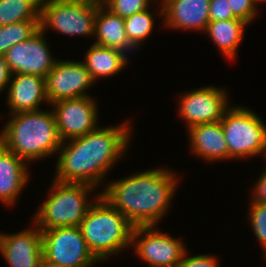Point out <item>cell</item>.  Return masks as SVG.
I'll use <instances>...</instances> for the list:
<instances>
[{"label":"cell","instance_id":"obj_1","mask_svg":"<svg viewBox=\"0 0 266 267\" xmlns=\"http://www.w3.org/2000/svg\"><path fill=\"white\" fill-rule=\"evenodd\" d=\"M130 124L100 128L62 142L58 149L55 180L98 186L129 146Z\"/></svg>","mask_w":266,"mask_h":267},{"label":"cell","instance_id":"obj_2","mask_svg":"<svg viewBox=\"0 0 266 267\" xmlns=\"http://www.w3.org/2000/svg\"><path fill=\"white\" fill-rule=\"evenodd\" d=\"M177 180L169 169L146 170L110 182L100 195L134 227L156 226L167 213Z\"/></svg>","mask_w":266,"mask_h":267},{"label":"cell","instance_id":"obj_3","mask_svg":"<svg viewBox=\"0 0 266 267\" xmlns=\"http://www.w3.org/2000/svg\"><path fill=\"white\" fill-rule=\"evenodd\" d=\"M0 134V143L26 163L56 154L62 145L54 111L12 114Z\"/></svg>","mask_w":266,"mask_h":267},{"label":"cell","instance_id":"obj_4","mask_svg":"<svg viewBox=\"0 0 266 267\" xmlns=\"http://www.w3.org/2000/svg\"><path fill=\"white\" fill-rule=\"evenodd\" d=\"M94 201L79 227L89 251L100 261L131 244L134 226L100 193Z\"/></svg>","mask_w":266,"mask_h":267},{"label":"cell","instance_id":"obj_5","mask_svg":"<svg viewBox=\"0 0 266 267\" xmlns=\"http://www.w3.org/2000/svg\"><path fill=\"white\" fill-rule=\"evenodd\" d=\"M48 199L33 219L39 230L79 226L92 202L89 192L96 187L87 183L60 182L54 179Z\"/></svg>","mask_w":266,"mask_h":267},{"label":"cell","instance_id":"obj_6","mask_svg":"<svg viewBox=\"0 0 266 267\" xmlns=\"http://www.w3.org/2000/svg\"><path fill=\"white\" fill-rule=\"evenodd\" d=\"M220 120L228 148V159L245 158L266 152V124L253 110L228 107Z\"/></svg>","mask_w":266,"mask_h":267},{"label":"cell","instance_id":"obj_7","mask_svg":"<svg viewBox=\"0 0 266 267\" xmlns=\"http://www.w3.org/2000/svg\"><path fill=\"white\" fill-rule=\"evenodd\" d=\"M100 0H42L40 29L67 35L93 36Z\"/></svg>","mask_w":266,"mask_h":267},{"label":"cell","instance_id":"obj_8","mask_svg":"<svg viewBox=\"0 0 266 267\" xmlns=\"http://www.w3.org/2000/svg\"><path fill=\"white\" fill-rule=\"evenodd\" d=\"M43 264L48 267H92L99 262L89 251L79 226L40 230Z\"/></svg>","mask_w":266,"mask_h":267},{"label":"cell","instance_id":"obj_9","mask_svg":"<svg viewBox=\"0 0 266 267\" xmlns=\"http://www.w3.org/2000/svg\"><path fill=\"white\" fill-rule=\"evenodd\" d=\"M131 245H135V253L150 267H177L186 252L183 242L163 234L155 226L134 227Z\"/></svg>","mask_w":266,"mask_h":267},{"label":"cell","instance_id":"obj_10","mask_svg":"<svg viewBox=\"0 0 266 267\" xmlns=\"http://www.w3.org/2000/svg\"><path fill=\"white\" fill-rule=\"evenodd\" d=\"M51 106L62 142L84 136L98 127L97 102L90 96L59 100Z\"/></svg>","mask_w":266,"mask_h":267},{"label":"cell","instance_id":"obj_11","mask_svg":"<svg viewBox=\"0 0 266 267\" xmlns=\"http://www.w3.org/2000/svg\"><path fill=\"white\" fill-rule=\"evenodd\" d=\"M94 82L83 62L59 60L45 77L46 96L50 105L63 99L89 96L85 91Z\"/></svg>","mask_w":266,"mask_h":267},{"label":"cell","instance_id":"obj_12","mask_svg":"<svg viewBox=\"0 0 266 267\" xmlns=\"http://www.w3.org/2000/svg\"><path fill=\"white\" fill-rule=\"evenodd\" d=\"M44 32L39 29L28 40L15 44L4 54L12 74L46 77L58 60L53 59Z\"/></svg>","mask_w":266,"mask_h":267},{"label":"cell","instance_id":"obj_13","mask_svg":"<svg viewBox=\"0 0 266 267\" xmlns=\"http://www.w3.org/2000/svg\"><path fill=\"white\" fill-rule=\"evenodd\" d=\"M228 94L214 86L190 90L180 97L179 116L186 120L187 127L220 121L228 109Z\"/></svg>","mask_w":266,"mask_h":267},{"label":"cell","instance_id":"obj_14","mask_svg":"<svg viewBox=\"0 0 266 267\" xmlns=\"http://www.w3.org/2000/svg\"><path fill=\"white\" fill-rule=\"evenodd\" d=\"M0 251L10 267H42V235L38 227L0 234Z\"/></svg>","mask_w":266,"mask_h":267},{"label":"cell","instance_id":"obj_15","mask_svg":"<svg viewBox=\"0 0 266 267\" xmlns=\"http://www.w3.org/2000/svg\"><path fill=\"white\" fill-rule=\"evenodd\" d=\"M161 11L167 27L206 31L210 22V0H162Z\"/></svg>","mask_w":266,"mask_h":267},{"label":"cell","instance_id":"obj_16","mask_svg":"<svg viewBox=\"0 0 266 267\" xmlns=\"http://www.w3.org/2000/svg\"><path fill=\"white\" fill-rule=\"evenodd\" d=\"M43 101L49 104L44 77L21 73L11 75L7 96L10 114L37 111Z\"/></svg>","mask_w":266,"mask_h":267},{"label":"cell","instance_id":"obj_17","mask_svg":"<svg viewBox=\"0 0 266 267\" xmlns=\"http://www.w3.org/2000/svg\"><path fill=\"white\" fill-rule=\"evenodd\" d=\"M26 162L0 143V201L13 205L29 180Z\"/></svg>","mask_w":266,"mask_h":267},{"label":"cell","instance_id":"obj_18","mask_svg":"<svg viewBox=\"0 0 266 267\" xmlns=\"http://www.w3.org/2000/svg\"><path fill=\"white\" fill-rule=\"evenodd\" d=\"M190 147L207 161L228 159V148L221 121L196 124L189 128Z\"/></svg>","mask_w":266,"mask_h":267},{"label":"cell","instance_id":"obj_19","mask_svg":"<svg viewBox=\"0 0 266 267\" xmlns=\"http://www.w3.org/2000/svg\"><path fill=\"white\" fill-rule=\"evenodd\" d=\"M94 36L97 37L94 42L97 45L118 49L124 53L136 49L127 37L124 18L113 14L102 4L97 7Z\"/></svg>","mask_w":266,"mask_h":267},{"label":"cell","instance_id":"obj_20","mask_svg":"<svg viewBox=\"0 0 266 267\" xmlns=\"http://www.w3.org/2000/svg\"><path fill=\"white\" fill-rule=\"evenodd\" d=\"M93 80L99 77L112 76L126 67V54L118 49L93 43L82 61Z\"/></svg>","mask_w":266,"mask_h":267},{"label":"cell","instance_id":"obj_21","mask_svg":"<svg viewBox=\"0 0 266 267\" xmlns=\"http://www.w3.org/2000/svg\"><path fill=\"white\" fill-rule=\"evenodd\" d=\"M248 23L239 18L210 21L206 32L226 58L233 59ZM233 57V58H232Z\"/></svg>","mask_w":266,"mask_h":267},{"label":"cell","instance_id":"obj_22","mask_svg":"<svg viewBox=\"0 0 266 267\" xmlns=\"http://www.w3.org/2000/svg\"><path fill=\"white\" fill-rule=\"evenodd\" d=\"M42 0H0V26L40 21Z\"/></svg>","mask_w":266,"mask_h":267},{"label":"cell","instance_id":"obj_23","mask_svg":"<svg viewBox=\"0 0 266 267\" xmlns=\"http://www.w3.org/2000/svg\"><path fill=\"white\" fill-rule=\"evenodd\" d=\"M40 21H23L0 26V55L17 43L28 40L39 29Z\"/></svg>","mask_w":266,"mask_h":267},{"label":"cell","instance_id":"obj_24","mask_svg":"<svg viewBox=\"0 0 266 267\" xmlns=\"http://www.w3.org/2000/svg\"><path fill=\"white\" fill-rule=\"evenodd\" d=\"M146 9L144 11L135 13L131 16L124 18V25L129 42L137 48L146 40L148 35L154 26L153 15L150 10Z\"/></svg>","mask_w":266,"mask_h":267},{"label":"cell","instance_id":"obj_25","mask_svg":"<svg viewBox=\"0 0 266 267\" xmlns=\"http://www.w3.org/2000/svg\"><path fill=\"white\" fill-rule=\"evenodd\" d=\"M101 4L115 15L126 18L148 9L151 0H100Z\"/></svg>","mask_w":266,"mask_h":267},{"label":"cell","instance_id":"obj_26","mask_svg":"<svg viewBox=\"0 0 266 267\" xmlns=\"http://www.w3.org/2000/svg\"><path fill=\"white\" fill-rule=\"evenodd\" d=\"M250 223L261 247L266 252V205L251 201ZM266 256V253H265Z\"/></svg>","mask_w":266,"mask_h":267},{"label":"cell","instance_id":"obj_27","mask_svg":"<svg viewBox=\"0 0 266 267\" xmlns=\"http://www.w3.org/2000/svg\"><path fill=\"white\" fill-rule=\"evenodd\" d=\"M230 8L236 18L244 20L248 25L254 21L257 6L253 0H229Z\"/></svg>","mask_w":266,"mask_h":267},{"label":"cell","instance_id":"obj_28","mask_svg":"<svg viewBox=\"0 0 266 267\" xmlns=\"http://www.w3.org/2000/svg\"><path fill=\"white\" fill-rule=\"evenodd\" d=\"M228 2L229 0H210V21H222L236 18Z\"/></svg>","mask_w":266,"mask_h":267},{"label":"cell","instance_id":"obj_29","mask_svg":"<svg viewBox=\"0 0 266 267\" xmlns=\"http://www.w3.org/2000/svg\"><path fill=\"white\" fill-rule=\"evenodd\" d=\"M185 252L181 262L177 267H217L218 262L216 257L208 254L196 255L192 257L186 256Z\"/></svg>","mask_w":266,"mask_h":267},{"label":"cell","instance_id":"obj_30","mask_svg":"<svg viewBox=\"0 0 266 267\" xmlns=\"http://www.w3.org/2000/svg\"><path fill=\"white\" fill-rule=\"evenodd\" d=\"M258 179V182H256L254 185L255 188L251 201L266 205V169Z\"/></svg>","mask_w":266,"mask_h":267},{"label":"cell","instance_id":"obj_31","mask_svg":"<svg viewBox=\"0 0 266 267\" xmlns=\"http://www.w3.org/2000/svg\"><path fill=\"white\" fill-rule=\"evenodd\" d=\"M12 73L9 70L8 64L4 55H0V92L5 90L10 82Z\"/></svg>","mask_w":266,"mask_h":267},{"label":"cell","instance_id":"obj_32","mask_svg":"<svg viewBox=\"0 0 266 267\" xmlns=\"http://www.w3.org/2000/svg\"><path fill=\"white\" fill-rule=\"evenodd\" d=\"M255 3L266 1V0H253Z\"/></svg>","mask_w":266,"mask_h":267}]
</instances>
